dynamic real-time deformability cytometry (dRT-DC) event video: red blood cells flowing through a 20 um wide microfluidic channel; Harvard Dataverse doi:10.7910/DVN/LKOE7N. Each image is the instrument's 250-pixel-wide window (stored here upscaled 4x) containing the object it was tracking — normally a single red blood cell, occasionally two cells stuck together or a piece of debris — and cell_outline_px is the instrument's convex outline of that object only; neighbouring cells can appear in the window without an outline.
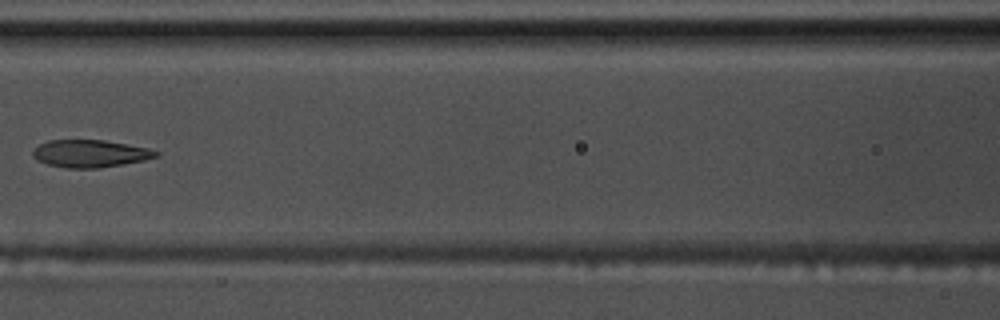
{"species": "common noctule bat (a hibernating species)", "species_latin": "Nyctalus noctula", "temperature_condition": "warm", "stored_images_in_passage": 10, "camera_frame_rate_fps": 3000, "um_per_image_px": 0.085, "animal": {"sex": "male", "body_mass_g": 17.5, "forearm_length_mm": 52.3}, "frame": {"image": 1, "passage_image": 7, "time_ms": 2.0, "image_size_px": [1000, 320], "cell_outline_px": [[160, 156], [144, 160], [96, 168], [68, 168], [48, 164], [36, 160], [32, 156], [32, 152], [40, 144], [48, 140], [104, 140], [148, 148], [160, 152]], "centroid_in_image_um": [7.66, 13.05], "position_along_channel_um": 158.9, "area_um2": 19.54}}
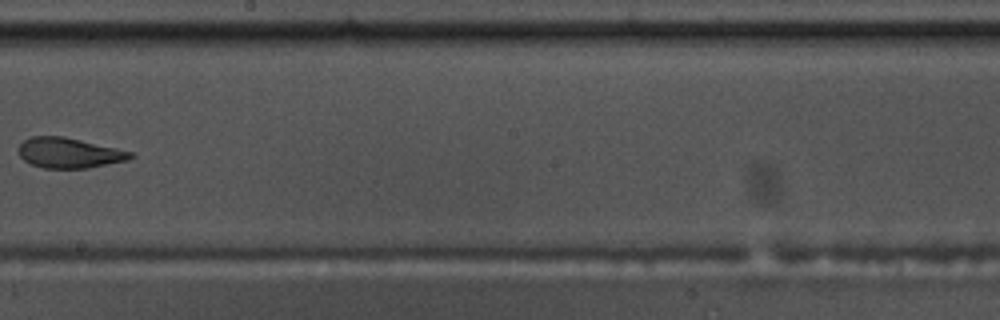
{"frame": {"image": 2, "passage_image": 9, "time_ms": 2.667, "image_size_px": [1000, 320], "cell_outline_px": [[136, 156], [128, 160], [88, 168], [44, 168], [32, 164], [24, 160], [20, 156], [16, 148], [24, 140], [32, 136], [64, 136], [116, 148], [132, 152]], "centroid_in_image_um": [5.86, 12.99], "position_along_channel_um": 242.3, "area_um2": 19.77}}